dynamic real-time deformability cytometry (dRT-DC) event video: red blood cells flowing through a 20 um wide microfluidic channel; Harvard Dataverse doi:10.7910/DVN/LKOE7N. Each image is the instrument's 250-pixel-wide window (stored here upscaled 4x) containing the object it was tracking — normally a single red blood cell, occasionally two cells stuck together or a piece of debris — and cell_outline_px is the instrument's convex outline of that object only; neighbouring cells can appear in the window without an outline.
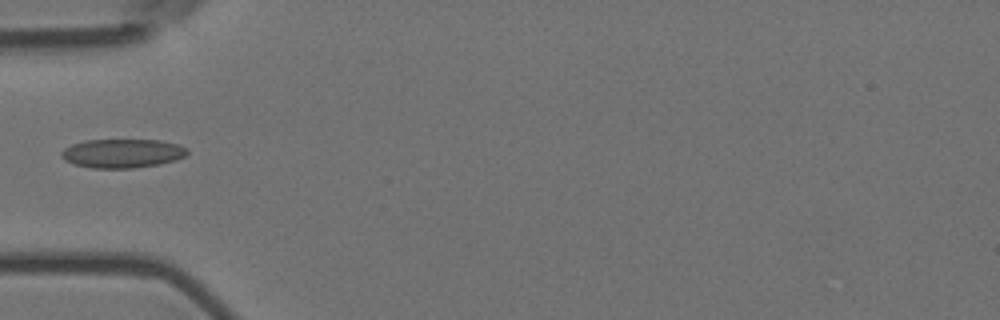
{"species": "Egyptian fruit bat (a non-hibernating species)", "species_latin": "Rousettus aegyptiacus", "temperature_condition": "room temperature", "stored_images_in_passage": 9, "camera_frame_rate_fps": 3000, "um_per_image_px": 0.085, "animal": {"sex": "female"}, "frame": {"image": 1, "passage_image": 6, "time_ms": 1.667, "image_size_px": [1000, 320], "cell_outline_px": [[188, 152], [184, 156], [176, 160], [156, 164], [132, 168], [92, 168], [76, 164], [64, 160], [60, 156], [60, 152], [64, 148], [72, 144], [84, 140], [160, 140], [176, 144], [188, 148]], "centroid_in_image_um": [10.37, 13.03], "position_along_channel_um": 74.6, "area_um2": 21.1}}
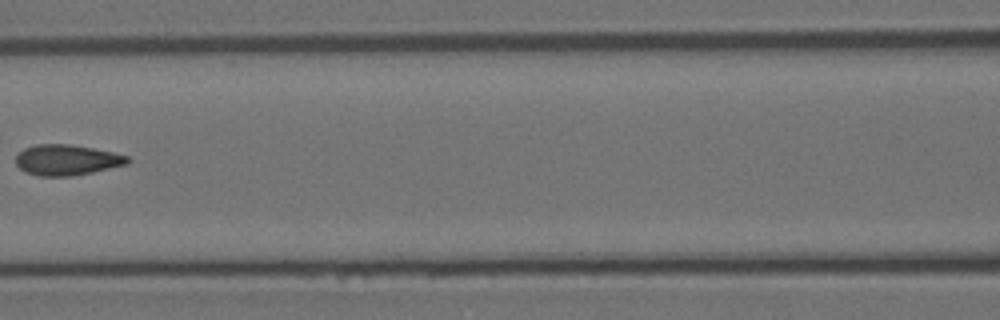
{"frame": {"image": 2, "passage_image": 8, "time_ms": 2.333, "image_size_px": [1000, 320], "cell_outline_px": [[132, 160], [128, 164], [92, 172], [72, 176], [40, 176], [24, 172], [16, 164], [16, 156], [24, 148], [36, 144], [68, 144], [92, 148], [112, 152], [128, 156]], "centroid_in_image_um": [5.68, 13.6], "position_along_channel_um": 160.9, "area_um2": 19.94}}
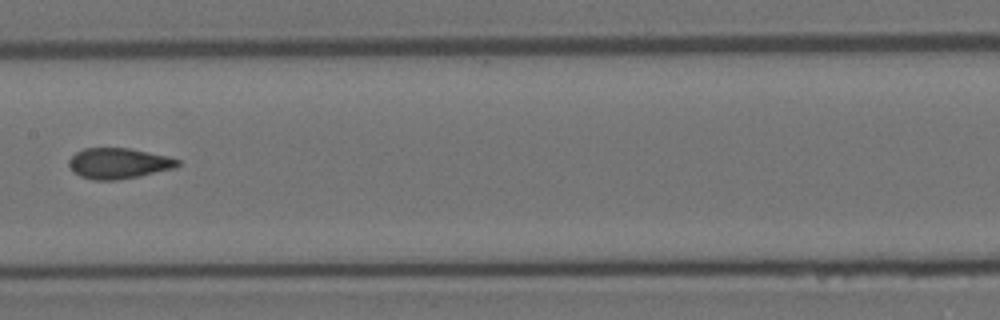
{"frame": {"image": 3, "passage_image": 9, "time_ms": 2.667, "image_size_px": [1000, 320], "cell_outline_px": [[180, 164], [176, 168], [140, 176], [116, 180], [92, 180], [80, 176], [68, 164], [68, 160], [76, 152], [84, 148], [128, 148], [168, 156], [180, 160]], "centroid_in_image_um": [10.1, 13.89], "position_along_channel_um": 197.3, "area_um2": 19.42}}